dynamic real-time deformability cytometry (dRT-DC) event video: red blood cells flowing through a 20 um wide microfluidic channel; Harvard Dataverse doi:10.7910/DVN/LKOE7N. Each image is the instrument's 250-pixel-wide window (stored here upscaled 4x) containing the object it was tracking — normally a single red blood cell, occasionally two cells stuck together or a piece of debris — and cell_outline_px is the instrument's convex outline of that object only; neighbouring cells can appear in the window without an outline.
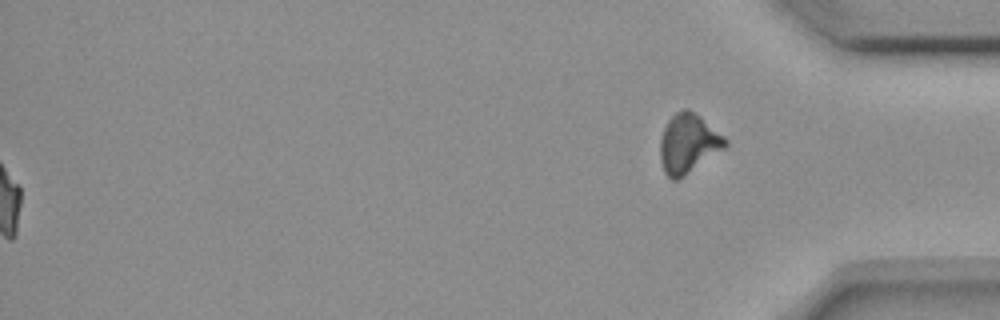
{"species": "common noctule bat (a hibernating species)", "species_latin": "Nyctalus noctula", "temperature_condition": "room temperature", "stored_images_in_passage": 57, "segment_of_instrument_passage": [2, 2], "camera_frame_rate_fps": 3000, "um_per_image_px": 0.085, "animal": {"sex": "female", "body_mass_g": 18.4}, "frame": {"image": 1, "passage_image": 57, "time_ms": 18.667, "image_size_px": [1000, 320], "cell_outline_px": [[728, 144], [724, 148], [676, 180], [672, 180], [664, 172], [660, 160], [660, 140], [664, 128], [668, 120], [676, 112], [684, 108], [688, 108], [700, 116], [724, 136], [728, 140]], "centroid_in_image_um": [58.48, 12.17], "position_along_channel_um": 376.7, "area_um2": 22.08}}